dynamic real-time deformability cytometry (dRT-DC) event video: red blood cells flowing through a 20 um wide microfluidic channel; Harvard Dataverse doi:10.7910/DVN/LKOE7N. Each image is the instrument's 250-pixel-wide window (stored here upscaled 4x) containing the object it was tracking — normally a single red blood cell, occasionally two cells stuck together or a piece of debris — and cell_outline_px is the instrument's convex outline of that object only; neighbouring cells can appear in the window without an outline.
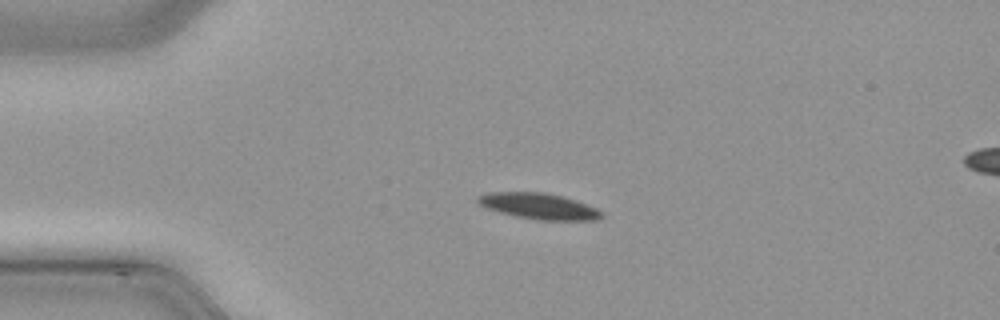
{"species": "common noctule bat (a hibernating species)", "species_latin": "Nyctalus noctula", "temperature_condition": "cold", "stored_images_in_passage": 38, "camera_frame_rate_fps": 3000, "um_per_image_px": 0.085, "animal": {"sex": "male", "body_mass_g": 21.5, "forearm_length_mm": 52.0}, "frame": {"image": 1, "passage_image": 1, "time_ms": 0.0, "image_size_px": [1000, 320], "cell_outline_px": [[604, 216], [596, 220], [540, 220], [516, 216], [500, 212], [488, 208], [480, 204], [476, 200], [476, 196], [488, 192], [544, 192], [564, 196], [576, 200], [596, 208]], "centroid_in_image_um": [45.8, 17.51], "position_along_channel_um": 39.2, "area_um2": 18.67}}
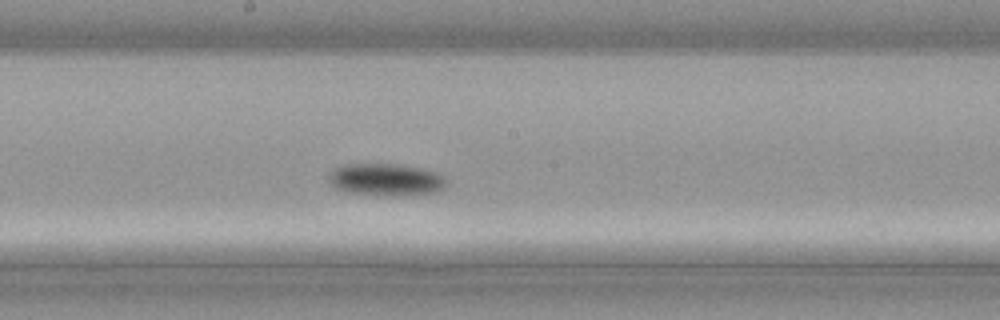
{"frame": {"image": 2, "passage_image": 16, "time_ms": 5.0, "image_size_px": [1000, 320], "cell_outline_px": [[448, 184], [444, 188], [436, 192], [404, 196], [380, 196], [348, 192], [336, 188], [328, 180], [328, 176], [336, 168], [344, 164], [396, 164], [436, 172], [444, 176]], "centroid_in_image_um": [32.82, 15.29], "position_along_channel_um": 215.4, "area_um2": 22.2}}
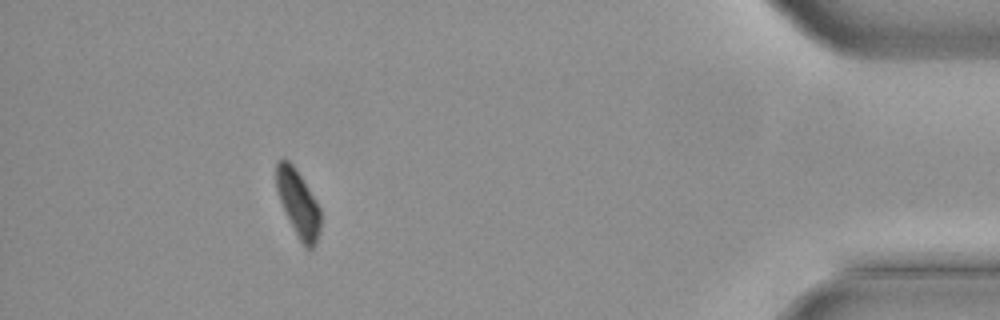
{"frame": {"image": 3, "passage_image": 34, "time_ms": 11.0, "image_size_px": [1000, 320], "cell_outline_px": [[320, 232], [316, 244], [312, 248], [308, 248], [300, 240], [280, 200], [276, 188], [276, 160], [284, 156], [296, 168], [316, 200], [320, 208]], "centroid_in_image_um": [25.34, 17.21], "position_along_channel_um": 409.9, "area_um2": 16.99}}